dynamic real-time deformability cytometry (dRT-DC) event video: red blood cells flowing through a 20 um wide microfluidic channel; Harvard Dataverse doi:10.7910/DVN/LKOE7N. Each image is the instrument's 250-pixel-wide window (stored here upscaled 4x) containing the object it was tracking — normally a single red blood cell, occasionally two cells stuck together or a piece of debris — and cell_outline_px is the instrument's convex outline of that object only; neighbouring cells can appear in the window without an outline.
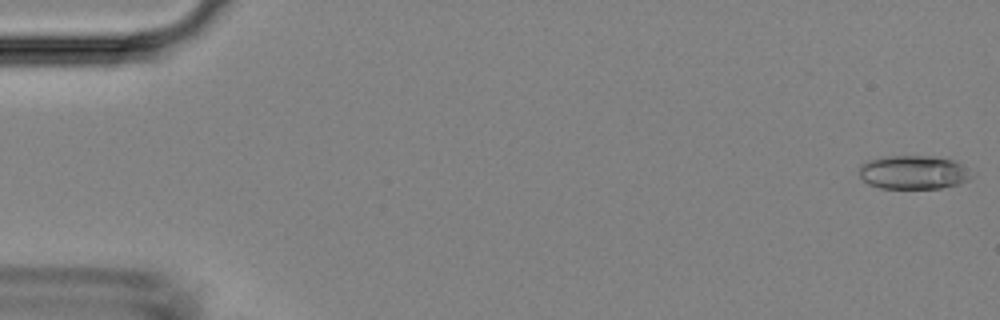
{"species": "Egyptian fruit bat (a non-hibernating species)", "species_latin": "Rousettus aegyptiacus", "temperature_condition": "room temperature", "stored_images_in_passage": 4, "camera_frame_rate_fps": 3000, "um_per_image_px": 0.085, "animal": {"sex": "female"}, "frame": {"image": 1, "passage_image": 1, "time_ms": 0.0, "image_size_px": [1000, 320], "cell_outline_px": [[976, 176], [960, 184], [940, 188], [880, 188], [868, 184], [860, 176], [860, 164], [868, 160], [884, 156], [936, 156], [952, 160], [964, 164]], "centroid_in_image_um": [77.7, 14.64], "position_along_channel_um": 7.3, "area_um2": 22.43}}
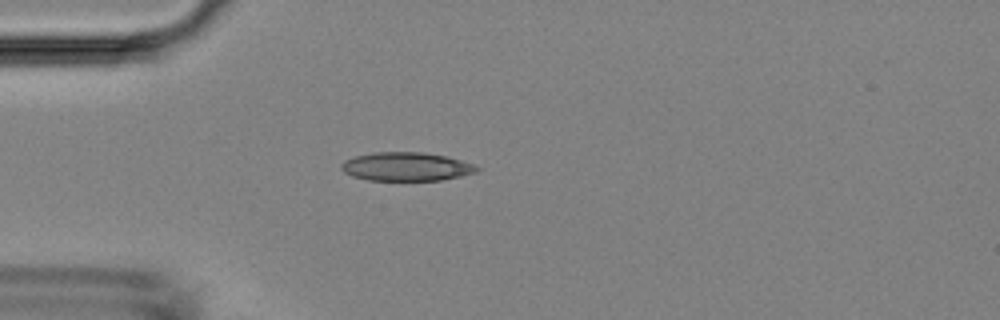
{"frame": {"image": 2, "passage_image": 4, "time_ms": 4.333, "image_size_px": [1000, 320], "cell_outline_px": [[480, 168], [476, 172], [460, 176], [440, 180], [368, 180], [352, 176], [344, 172], [340, 168], [340, 164], [344, 160], [356, 156], [372, 152], [424, 152], [448, 156], [472, 164]], "centroid_in_image_um": [34.5, 14.15], "position_along_channel_um": 50.5, "area_um2": 22.6}}